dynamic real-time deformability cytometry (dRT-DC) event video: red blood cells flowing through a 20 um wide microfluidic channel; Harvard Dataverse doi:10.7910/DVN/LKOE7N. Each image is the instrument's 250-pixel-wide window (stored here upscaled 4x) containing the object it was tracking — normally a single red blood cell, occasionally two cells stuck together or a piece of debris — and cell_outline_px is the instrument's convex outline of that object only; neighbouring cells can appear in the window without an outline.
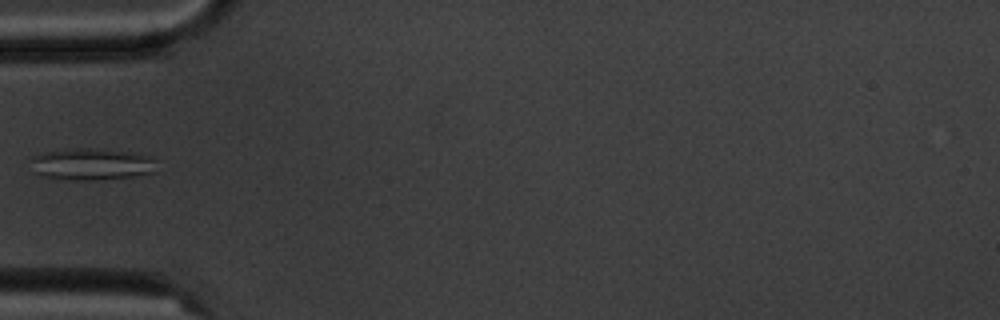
{"species": "common noctule bat (a hibernating species)", "species_latin": "Nyctalus noctula", "temperature_condition": "cold", "stored_images_in_passage": 15, "camera_frame_rate_fps": 3000, "um_per_image_px": 0.085, "animal": {"sex": "male", "body_mass_g": 20.1, "forearm_length_mm": 53.5}, "frame": {"image": 1, "passage_image": 5, "time_ms": 5.667, "image_size_px": [1000, 320], "cell_outline_px": [[156, 172], [132, 176], [88, 180], [72, 180], [40, 176], [28, 172], [32, 156], [44, 152], [64, 148], [84, 148], [136, 152], [148, 156], [156, 160]], "centroid_in_image_um": [7.7, 13.95], "position_along_channel_um": 77.3, "area_um2": 23.81}}
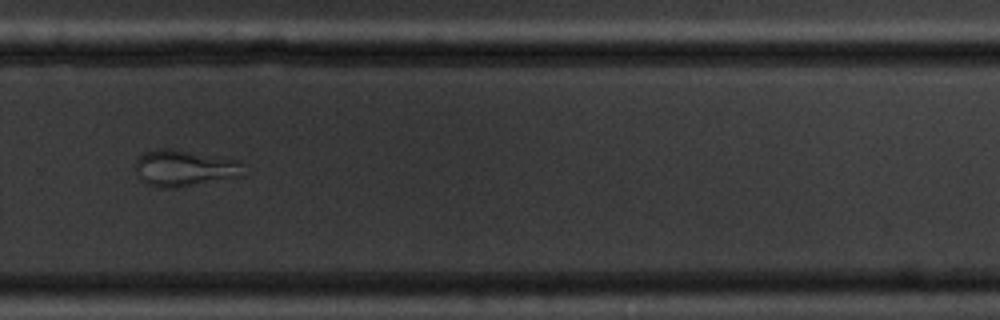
{"frame": {"image": 2, "passage_image": 11, "time_ms": 12.333, "image_size_px": [1000, 320], "cell_outline_px": [[240, 176], [176, 188], [160, 188], [148, 184], [140, 180], [136, 176], [136, 160], [144, 152], [156, 148], [172, 148], [240, 160]], "centroid_in_image_um": [15.59, 14.28], "position_along_channel_um": 314.2, "area_um2": 22.89}}
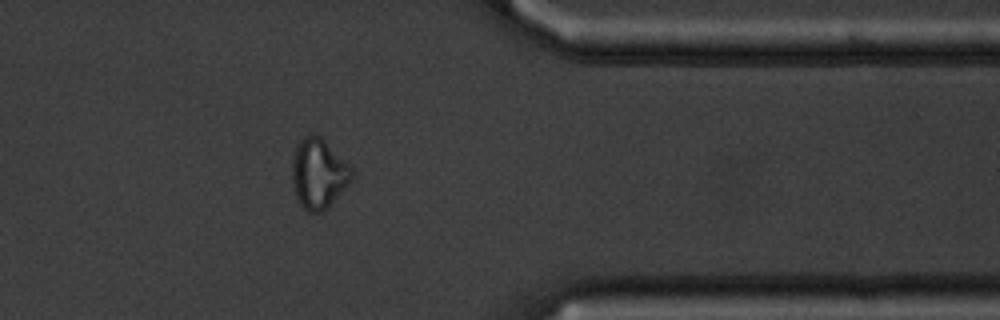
{"frame": {"image": 3, "passage_image": 13, "time_ms": 14.667, "image_size_px": [1000, 320], "cell_outline_px": [[356, 176], [328, 208], [320, 212], [308, 212], [300, 204], [296, 196], [292, 176], [292, 160], [296, 144], [304, 136], [320, 136], [356, 172]], "centroid_in_image_um": [27.1, 14.78], "position_along_channel_um": 384.3, "area_um2": 24.28}, "authors_computed_cell_mechanics": {"area_um2": 24.276, "velocity_mm_per_s": 3.5464, "shape_relaxation_time_tau1_ms": null, "shape_relaxation_time_tau2_ms": 0.9372, "deformation_change_tau1": null, "deformation_change_tau2": 0.0735}}